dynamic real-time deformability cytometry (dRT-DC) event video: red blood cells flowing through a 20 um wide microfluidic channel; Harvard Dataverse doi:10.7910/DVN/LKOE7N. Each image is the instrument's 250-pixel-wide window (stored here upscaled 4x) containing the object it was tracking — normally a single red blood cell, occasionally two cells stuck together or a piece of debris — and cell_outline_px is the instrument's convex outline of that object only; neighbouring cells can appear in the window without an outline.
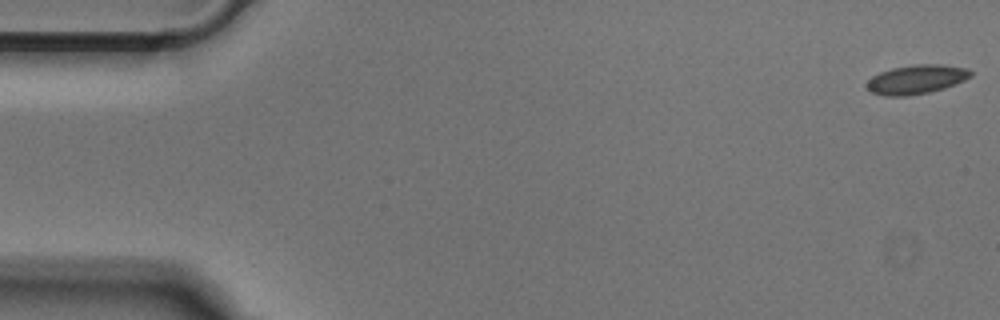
{"species": "Egyptian fruit bat (a non-hibernating species)", "species_latin": "Rousettus aegyptiacus", "temperature_condition": "cold", "stored_images_in_passage": 8, "camera_frame_rate_fps": 3000, "um_per_image_px": 0.085, "animal": {"sex": "male"}, "frame": {"image": 1, "passage_image": 1, "time_ms": 0.0, "image_size_px": [1000, 320], "cell_outline_px": [[972, 76], [964, 80], [944, 88], [928, 92], [908, 96], [884, 96], [872, 92], [864, 84], [872, 76], [880, 72], [892, 68], [916, 64], [940, 64], [968, 68], [972, 72]], "centroid_in_image_um": [77.88, 6.74], "position_along_channel_um": 7.1, "area_um2": 17.63}}